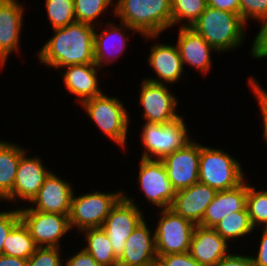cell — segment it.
Listing matches in <instances>:
<instances>
[{
    "instance_id": "1",
    "label": "cell",
    "mask_w": 267,
    "mask_h": 266,
    "mask_svg": "<svg viewBox=\"0 0 267 266\" xmlns=\"http://www.w3.org/2000/svg\"><path fill=\"white\" fill-rule=\"evenodd\" d=\"M96 26L75 21L54 30L53 36L37 51L40 64L60 71L70 65L92 64Z\"/></svg>"
},
{
    "instance_id": "2",
    "label": "cell",
    "mask_w": 267,
    "mask_h": 266,
    "mask_svg": "<svg viewBox=\"0 0 267 266\" xmlns=\"http://www.w3.org/2000/svg\"><path fill=\"white\" fill-rule=\"evenodd\" d=\"M113 17L129 25L144 41L157 39L172 28L171 0H115Z\"/></svg>"
},
{
    "instance_id": "3",
    "label": "cell",
    "mask_w": 267,
    "mask_h": 266,
    "mask_svg": "<svg viewBox=\"0 0 267 266\" xmlns=\"http://www.w3.org/2000/svg\"><path fill=\"white\" fill-rule=\"evenodd\" d=\"M246 23L239 14L207 6L191 28L217 52L237 50L245 41Z\"/></svg>"
},
{
    "instance_id": "4",
    "label": "cell",
    "mask_w": 267,
    "mask_h": 266,
    "mask_svg": "<svg viewBox=\"0 0 267 266\" xmlns=\"http://www.w3.org/2000/svg\"><path fill=\"white\" fill-rule=\"evenodd\" d=\"M121 99L102 93L81 104L88 118L97 125L100 132L106 135L116 145L125 150L130 127V115Z\"/></svg>"
},
{
    "instance_id": "5",
    "label": "cell",
    "mask_w": 267,
    "mask_h": 266,
    "mask_svg": "<svg viewBox=\"0 0 267 266\" xmlns=\"http://www.w3.org/2000/svg\"><path fill=\"white\" fill-rule=\"evenodd\" d=\"M242 164L223 149L201 144L199 182L217 191L238 187L246 179Z\"/></svg>"
},
{
    "instance_id": "6",
    "label": "cell",
    "mask_w": 267,
    "mask_h": 266,
    "mask_svg": "<svg viewBox=\"0 0 267 266\" xmlns=\"http://www.w3.org/2000/svg\"><path fill=\"white\" fill-rule=\"evenodd\" d=\"M141 128L139 138L144 146L141 149V158L144 159L162 160L192 140L182 116L166 124L145 123Z\"/></svg>"
},
{
    "instance_id": "7",
    "label": "cell",
    "mask_w": 267,
    "mask_h": 266,
    "mask_svg": "<svg viewBox=\"0 0 267 266\" xmlns=\"http://www.w3.org/2000/svg\"><path fill=\"white\" fill-rule=\"evenodd\" d=\"M123 190L100 192L92 190L76 195L75 191L71 200L69 223L71 230L77 233L88 228H101L111 209L123 197Z\"/></svg>"
},
{
    "instance_id": "8",
    "label": "cell",
    "mask_w": 267,
    "mask_h": 266,
    "mask_svg": "<svg viewBox=\"0 0 267 266\" xmlns=\"http://www.w3.org/2000/svg\"><path fill=\"white\" fill-rule=\"evenodd\" d=\"M158 210L160 216L153 230L157 256L189 252L195 224L170 208Z\"/></svg>"
},
{
    "instance_id": "9",
    "label": "cell",
    "mask_w": 267,
    "mask_h": 266,
    "mask_svg": "<svg viewBox=\"0 0 267 266\" xmlns=\"http://www.w3.org/2000/svg\"><path fill=\"white\" fill-rule=\"evenodd\" d=\"M129 196L126 191L123 192V197L111 209L101 227L106 232L117 258L123 254L128 237L145 219L144 211L136 204L134 198Z\"/></svg>"
},
{
    "instance_id": "10",
    "label": "cell",
    "mask_w": 267,
    "mask_h": 266,
    "mask_svg": "<svg viewBox=\"0 0 267 266\" xmlns=\"http://www.w3.org/2000/svg\"><path fill=\"white\" fill-rule=\"evenodd\" d=\"M139 90V106H142L144 123L166 124L182 115L176 110L179 101L169 89L172 86L141 80ZM178 113V114H177ZM146 121V122H145Z\"/></svg>"
},
{
    "instance_id": "11",
    "label": "cell",
    "mask_w": 267,
    "mask_h": 266,
    "mask_svg": "<svg viewBox=\"0 0 267 266\" xmlns=\"http://www.w3.org/2000/svg\"><path fill=\"white\" fill-rule=\"evenodd\" d=\"M19 213L38 247L61 248L62 238L71 230L67 215L32 210L28 205L20 207Z\"/></svg>"
},
{
    "instance_id": "12",
    "label": "cell",
    "mask_w": 267,
    "mask_h": 266,
    "mask_svg": "<svg viewBox=\"0 0 267 266\" xmlns=\"http://www.w3.org/2000/svg\"><path fill=\"white\" fill-rule=\"evenodd\" d=\"M137 176L139 186L147 203L155 209H168L171 207L176 191L168 179L166 169L161 160L140 158Z\"/></svg>"
},
{
    "instance_id": "13",
    "label": "cell",
    "mask_w": 267,
    "mask_h": 266,
    "mask_svg": "<svg viewBox=\"0 0 267 266\" xmlns=\"http://www.w3.org/2000/svg\"><path fill=\"white\" fill-rule=\"evenodd\" d=\"M200 152L201 143L192 139L183 148L161 160L176 192L199 182Z\"/></svg>"
},
{
    "instance_id": "14",
    "label": "cell",
    "mask_w": 267,
    "mask_h": 266,
    "mask_svg": "<svg viewBox=\"0 0 267 266\" xmlns=\"http://www.w3.org/2000/svg\"><path fill=\"white\" fill-rule=\"evenodd\" d=\"M51 171L40 156H29L25 151L20 157L13 190L2 201L18 204L20 200L30 204Z\"/></svg>"
},
{
    "instance_id": "15",
    "label": "cell",
    "mask_w": 267,
    "mask_h": 266,
    "mask_svg": "<svg viewBox=\"0 0 267 266\" xmlns=\"http://www.w3.org/2000/svg\"><path fill=\"white\" fill-rule=\"evenodd\" d=\"M103 25H105V28H103ZM118 25H116L114 21H107L106 23L100 22L99 25L96 26L100 29L99 33L97 32L99 29L95 28L94 61L100 69H104V65L109 66L112 62H116V60L119 59L118 57H120L129 46L128 38L132 34L137 33L124 22L119 21ZM128 30L131 31V33L129 32L126 34Z\"/></svg>"
},
{
    "instance_id": "16",
    "label": "cell",
    "mask_w": 267,
    "mask_h": 266,
    "mask_svg": "<svg viewBox=\"0 0 267 266\" xmlns=\"http://www.w3.org/2000/svg\"><path fill=\"white\" fill-rule=\"evenodd\" d=\"M25 8L19 0L0 1V69L8 56L19 53Z\"/></svg>"
},
{
    "instance_id": "17",
    "label": "cell",
    "mask_w": 267,
    "mask_h": 266,
    "mask_svg": "<svg viewBox=\"0 0 267 266\" xmlns=\"http://www.w3.org/2000/svg\"><path fill=\"white\" fill-rule=\"evenodd\" d=\"M72 183L53 170L45 178L37 196L28 205L32 210L69 216L74 193Z\"/></svg>"
},
{
    "instance_id": "18",
    "label": "cell",
    "mask_w": 267,
    "mask_h": 266,
    "mask_svg": "<svg viewBox=\"0 0 267 266\" xmlns=\"http://www.w3.org/2000/svg\"><path fill=\"white\" fill-rule=\"evenodd\" d=\"M153 44L150 48L148 55V66L151 67L156 77L143 78L147 81L159 83V84H175L177 81H181L184 78V69L182 59L176 44Z\"/></svg>"
},
{
    "instance_id": "19",
    "label": "cell",
    "mask_w": 267,
    "mask_h": 266,
    "mask_svg": "<svg viewBox=\"0 0 267 266\" xmlns=\"http://www.w3.org/2000/svg\"><path fill=\"white\" fill-rule=\"evenodd\" d=\"M178 47L183 67L186 65L196 68L201 75L212 70V53L217 52L201 35L191 27H178Z\"/></svg>"
},
{
    "instance_id": "20",
    "label": "cell",
    "mask_w": 267,
    "mask_h": 266,
    "mask_svg": "<svg viewBox=\"0 0 267 266\" xmlns=\"http://www.w3.org/2000/svg\"><path fill=\"white\" fill-rule=\"evenodd\" d=\"M101 70L95 63H92L66 66L58 72L59 74L62 73V82H64L68 94L75 96L77 98L75 100L81 104L103 93L99 86L98 76V72Z\"/></svg>"
},
{
    "instance_id": "21",
    "label": "cell",
    "mask_w": 267,
    "mask_h": 266,
    "mask_svg": "<svg viewBox=\"0 0 267 266\" xmlns=\"http://www.w3.org/2000/svg\"><path fill=\"white\" fill-rule=\"evenodd\" d=\"M217 192L214 188L197 182L186 189L177 191L170 209L195 225H199L206 208L213 201Z\"/></svg>"
},
{
    "instance_id": "22",
    "label": "cell",
    "mask_w": 267,
    "mask_h": 266,
    "mask_svg": "<svg viewBox=\"0 0 267 266\" xmlns=\"http://www.w3.org/2000/svg\"><path fill=\"white\" fill-rule=\"evenodd\" d=\"M155 235L144 219L131 233L125 243L119 266H149L157 260Z\"/></svg>"
},
{
    "instance_id": "23",
    "label": "cell",
    "mask_w": 267,
    "mask_h": 266,
    "mask_svg": "<svg viewBox=\"0 0 267 266\" xmlns=\"http://www.w3.org/2000/svg\"><path fill=\"white\" fill-rule=\"evenodd\" d=\"M229 246L214 228L195 225L189 253L203 266H216L230 253Z\"/></svg>"
},
{
    "instance_id": "24",
    "label": "cell",
    "mask_w": 267,
    "mask_h": 266,
    "mask_svg": "<svg viewBox=\"0 0 267 266\" xmlns=\"http://www.w3.org/2000/svg\"><path fill=\"white\" fill-rule=\"evenodd\" d=\"M247 191L248 182L246 180L236 188L218 191L206 208L199 225L213 228L228 214L243 211L246 208Z\"/></svg>"
},
{
    "instance_id": "25",
    "label": "cell",
    "mask_w": 267,
    "mask_h": 266,
    "mask_svg": "<svg viewBox=\"0 0 267 266\" xmlns=\"http://www.w3.org/2000/svg\"><path fill=\"white\" fill-rule=\"evenodd\" d=\"M19 144L0 139V199L3 200L12 190L16 179L21 155L26 151Z\"/></svg>"
},
{
    "instance_id": "26",
    "label": "cell",
    "mask_w": 267,
    "mask_h": 266,
    "mask_svg": "<svg viewBox=\"0 0 267 266\" xmlns=\"http://www.w3.org/2000/svg\"><path fill=\"white\" fill-rule=\"evenodd\" d=\"M84 236L86 245L83 249L102 266H117L118 258L114 255L112 244L102 228H88L79 232Z\"/></svg>"
},
{
    "instance_id": "27",
    "label": "cell",
    "mask_w": 267,
    "mask_h": 266,
    "mask_svg": "<svg viewBox=\"0 0 267 266\" xmlns=\"http://www.w3.org/2000/svg\"><path fill=\"white\" fill-rule=\"evenodd\" d=\"M213 228L229 244H232V241L240 240L241 237H250V234H254L255 231L251 224L247 208L243 211L228 214Z\"/></svg>"
},
{
    "instance_id": "28",
    "label": "cell",
    "mask_w": 267,
    "mask_h": 266,
    "mask_svg": "<svg viewBox=\"0 0 267 266\" xmlns=\"http://www.w3.org/2000/svg\"><path fill=\"white\" fill-rule=\"evenodd\" d=\"M38 246L28 228L20 221L7 235L4 241L3 255L29 259Z\"/></svg>"
},
{
    "instance_id": "29",
    "label": "cell",
    "mask_w": 267,
    "mask_h": 266,
    "mask_svg": "<svg viewBox=\"0 0 267 266\" xmlns=\"http://www.w3.org/2000/svg\"><path fill=\"white\" fill-rule=\"evenodd\" d=\"M206 7L207 0H171L172 27H191Z\"/></svg>"
},
{
    "instance_id": "30",
    "label": "cell",
    "mask_w": 267,
    "mask_h": 266,
    "mask_svg": "<svg viewBox=\"0 0 267 266\" xmlns=\"http://www.w3.org/2000/svg\"><path fill=\"white\" fill-rule=\"evenodd\" d=\"M114 2V0H74L76 21L97 26L98 18L110 8L111 14L115 15Z\"/></svg>"
},
{
    "instance_id": "31",
    "label": "cell",
    "mask_w": 267,
    "mask_h": 266,
    "mask_svg": "<svg viewBox=\"0 0 267 266\" xmlns=\"http://www.w3.org/2000/svg\"><path fill=\"white\" fill-rule=\"evenodd\" d=\"M246 208L254 229L267 227V190H258L248 181Z\"/></svg>"
},
{
    "instance_id": "32",
    "label": "cell",
    "mask_w": 267,
    "mask_h": 266,
    "mask_svg": "<svg viewBox=\"0 0 267 266\" xmlns=\"http://www.w3.org/2000/svg\"><path fill=\"white\" fill-rule=\"evenodd\" d=\"M45 8L52 29L63 28L76 21L74 0H45Z\"/></svg>"
},
{
    "instance_id": "33",
    "label": "cell",
    "mask_w": 267,
    "mask_h": 266,
    "mask_svg": "<svg viewBox=\"0 0 267 266\" xmlns=\"http://www.w3.org/2000/svg\"><path fill=\"white\" fill-rule=\"evenodd\" d=\"M62 250L57 247H38L34 254L27 259L26 266H64L61 257Z\"/></svg>"
},
{
    "instance_id": "34",
    "label": "cell",
    "mask_w": 267,
    "mask_h": 266,
    "mask_svg": "<svg viewBox=\"0 0 267 266\" xmlns=\"http://www.w3.org/2000/svg\"><path fill=\"white\" fill-rule=\"evenodd\" d=\"M240 16L247 25L267 18V0H240Z\"/></svg>"
},
{
    "instance_id": "35",
    "label": "cell",
    "mask_w": 267,
    "mask_h": 266,
    "mask_svg": "<svg viewBox=\"0 0 267 266\" xmlns=\"http://www.w3.org/2000/svg\"><path fill=\"white\" fill-rule=\"evenodd\" d=\"M248 86L251 88L252 93L255 95L254 97L258 101V106L260 107L259 111L261 112V123L263 125V141L267 144V90L262 88L259 84V80L255 77L250 76L248 79Z\"/></svg>"
},
{
    "instance_id": "36",
    "label": "cell",
    "mask_w": 267,
    "mask_h": 266,
    "mask_svg": "<svg viewBox=\"0 0 267 266\" xmlns=\"http://www.w3.org/2000/svg\"><path fill=\"white\" fill-rule=\"evenodd\" d=\"M21 221L19 206L17 209L13 208L0 211V255L3 254L4 241L10 231Z\"/></svg>"
},
{
    "instance_id": "37",
    "label": "cell",
    "mask_w": 267,
    "mask_h": 266,
    "mask_svg": "<svg viewBox=\"0 0 267 266\" xmlns=\"http://www.w3.org/2000/svg\"><path fill=\"white\" fill-rule=\"evenodd\" d=\"M259 22V31L253 40L250 54L252 58L262 60L267 57V18Z\"/></svg>"
},
{
    "instance_id": "38",
    "label": "cell",
    "mask_w": 267,
    "mask_h": 266,
    "mask_svg": "<svg viewBox=\"0 0 267 266\" xmlns=\"http://www.w3.org/2000/svg\"><path fill=\"white\" fill-rule=\"evenodd\" d=\"M157 260L163 266H203L198 263L189 252L178 254H167L157 256Z\"/></svg>"
},
{
    "instance_id": "39",
    "label": "cell",
    "mask_w": 267,
    "mask_h": 266,
    "mask_svg": "<svg viewBox=\"0 0 267 266\" xmlns=\"http://www.w3.org/2000/svg\"><path fill=\"white\" fill-rule=\"evenodd\" d=\"M64 266H102L98 264L90 253L83 248L73 253L70 257L66 258Z\"/></svg>"
},
{
    "instance_id": "40",
    "label": "cell",
    "mask_w": 267,
    "mask_h": 266,
    "mask_svg": "<svg viewBox=\"0 0 267 266\" xmlns=\"http://www.w3.org/2000/svg\"><path fill=\"white\" fill-rule=\"evenodd\" d=\"M260 243L255 256L250 255L254 266H267V227H262Z\"/></svg>"
},
{
    "instance_id": "41",
    "label": "cell",
    "mask_w": 267,
    "mask_h": 266,
    "mask_svg": "<svg viewBox=\"0 0 267 266\" xmlns=\"http://www.w3.org/2000/svg\"><path fill=\"white\" fill-rule=\"evenodd\" d=\"M232 253V254H231ZM216 266H254L251 256L246 253V255L238 254L236 252H231L225 256Z\"/></svg>"
},
{
    "instance_id": "42",
    "label": "cell",
    "mask_w": 267,
    "mask_h": 266,
    "mask_svg": "<svg viewBox=\"0 0 267 266\" xmlns=\"http://www.w3.org/2000/svg\"><path fill=\"white\" fill-rule=\"evenodd\" d=\"M207 6L240 15V0H207Z\"/></svg>"
},
{
    "instance_id": "43",
    "label": "cell",
    "mask_w": 267,
    "mask_h": 266,
    "mask_svg": "<svg viewBox=\"0 0 267 266\" xmlns=\"http://www.w3.org/2000/svg\"><path fill=\"white\" fill-rule=\"evenodd\" d=\"M27 260L19 257L0 255V266H26Z\"/></svg>"
},
{
    "instance_id": "44",
    "label": "cell",
    "mask_w": 267,
    "mask_h": 266,
    "mask_svg": "<svg viewBox=\"0 0 267 266\" xmlns=\"http://www.w3.org/2000/svg\"><path fill=\"white\" fill-rule=\"evenodd\" d=\"M149 266H163L158 260L155 262L151 263Z\"/></svg>"
}]
</instances>
